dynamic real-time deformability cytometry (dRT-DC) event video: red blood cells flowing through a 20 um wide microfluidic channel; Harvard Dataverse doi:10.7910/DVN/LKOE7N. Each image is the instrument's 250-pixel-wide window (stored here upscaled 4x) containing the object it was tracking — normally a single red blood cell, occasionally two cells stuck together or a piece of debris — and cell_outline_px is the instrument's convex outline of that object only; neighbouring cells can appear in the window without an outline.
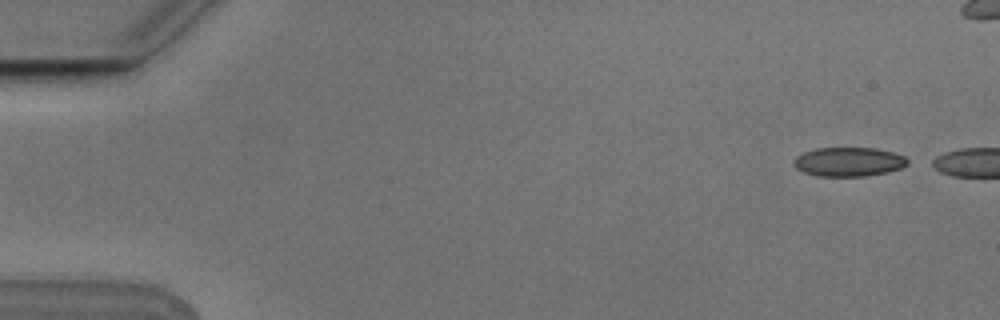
{"species": "Egyptian fruit bat (a non-hibernating species)", "species_latin": "Rousettus aegyptiacus", "temperature_condition": "cold", "stored_images_in_passage": 7, "camera_frame_rate_fps": 3000, "um_per_image_px": 0.085, "animal": {"sex": "male"}, "frame": {"image": 1, "passage_image": 1, "time_ms": 0.0, "image_size_px": [1000, 320], "cell_outline_px": [[908, 164], [900, 168], [888, 172], [868, 176], [820, 176], [804, 172], [796, 168], [792, 164], [792, 160], [796, 156], [804, 152], [816, 148], [876, 148], [892, 152], [904, 156], [908, 160]], "centroid_in_image_um": [72.12, 13.75], "position_along_channel_um": 12.9, "area_um2": 19.36}}
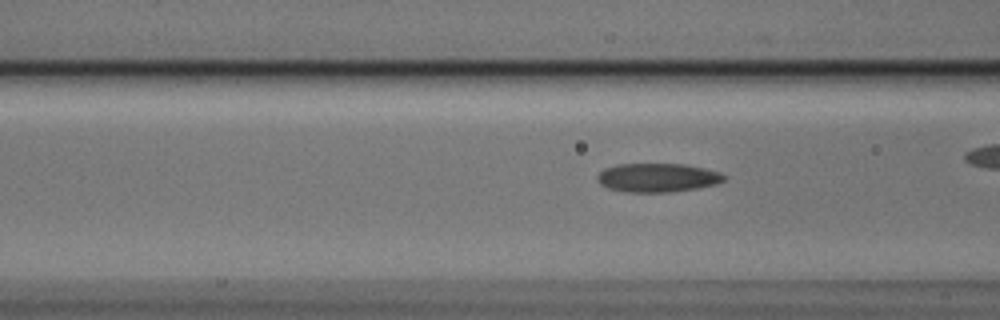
{"frame": {"image": 2, "passage_image": 7, "time_ms": 2.0, "image_size_px": [1000, 320], "cell_outline_px": [[728, 176], [724, 180], [716, 184], [696, 188], [672, 192], [624, 192], [608, 188], [600, 184], [596, 180], [596, 176], [604, 168], [616, 164], [684, 164], [704, 168], [720, 172]], "centroid_in_image_um": [55.87, 15.1], "position_along_channel_um": 110.7, "area_um2": 21.44}}